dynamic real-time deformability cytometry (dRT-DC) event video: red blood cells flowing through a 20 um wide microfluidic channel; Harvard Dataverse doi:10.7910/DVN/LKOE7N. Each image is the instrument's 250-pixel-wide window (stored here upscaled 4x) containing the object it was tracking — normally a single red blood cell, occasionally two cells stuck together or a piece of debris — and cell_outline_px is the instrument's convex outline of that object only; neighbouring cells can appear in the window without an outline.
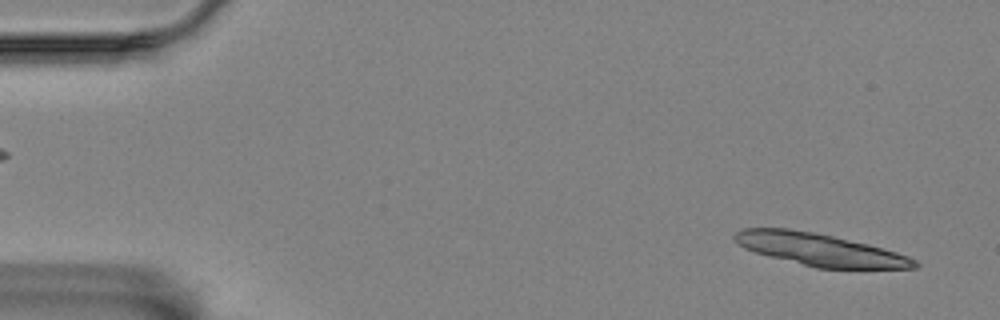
{"species": "Egyptian fruit bat (a non-hibernating species)", "species_latin": "Rousettus aegyptiacus", "temperature_condition": "room temperature", "stored_images_in_passage": 14, "camera_frame_rate_fps": 3000, "um_per_image_px": 0.085, "animal": {"sex": "female"}, "frame": {"image": 1, "passage_image": 2, "time_ms": 0.333, "image_size_px": [1000, 320], "cell_outline_px": [[920, 264], [916, 268], [816, 268], [756, 252], [744, 248], [732, 236], [740, 228], [788, 228], [812, 232], [832, 236], [868, 244], [896, 252], [908, 256], [916, 260]], "centroid_in_image_um": [69.69, 21.21], "position_along_channel_um": 15.3, "area_um2": 33.41}}